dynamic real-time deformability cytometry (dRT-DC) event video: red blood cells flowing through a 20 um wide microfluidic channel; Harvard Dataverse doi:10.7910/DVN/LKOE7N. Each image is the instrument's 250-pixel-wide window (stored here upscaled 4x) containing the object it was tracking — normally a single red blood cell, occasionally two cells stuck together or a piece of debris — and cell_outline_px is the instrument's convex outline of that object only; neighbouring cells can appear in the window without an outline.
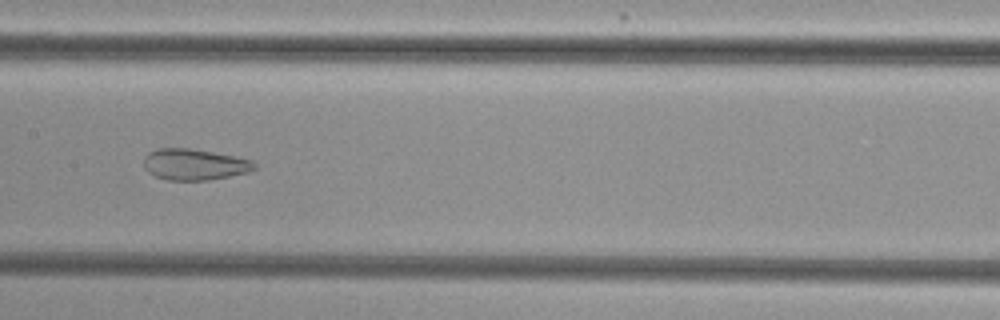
{"species": "common noctule bat (a hibernating species)", "species_latin": "Nyctalus noctula", "temperature_condition": "cold", "stored_images_in_passage": 9, "camera_frame_rate_fps": 3000, "um_per_image_px": 0.085, "animal": {"sex": "female", "body_mass_g": 29.2, "forearm_length_mm": 56.3}, "frame": {"image": 1, "passage_image": 7, "time_ms": 7.667, "image_size_px": [1000, 320], "cell_outline_px": [[256, 168], [248, 172], [208, 180], [168, 180], [156, 176], [148, 172], [144, 168], [144, 156], [148, 152], [160, 148], [188, 148], [212, 152], [252, 160], [256, 164]], "centroid_in_image_um": [16.5, 13.98], "position_along_channel_um": 190.9, "area_um2": 19.94}}
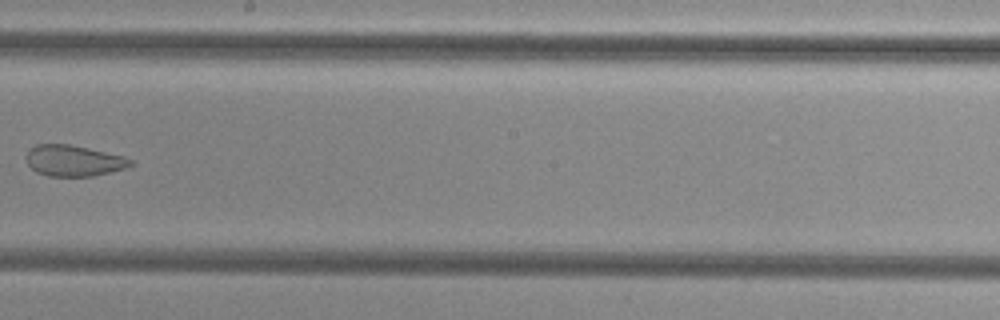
{"frame": {"image": 2, "passage_image": 8, "time_ms": 9.0, "image_size_px": [1000, 320], "cell_outline_px": [[136, 164], [128, 168], [112, 172], [92, 176], [48, 176], [36, 172], [24, 160], [24, 156], [28, 148], [36, 144], [68, 144], [88, 148], [124, 156], [132, 160]], "centroid_in_image_um": [6.25, 13.66], "position_along_channel_um": 241.9, "area_um2": 19.25}}
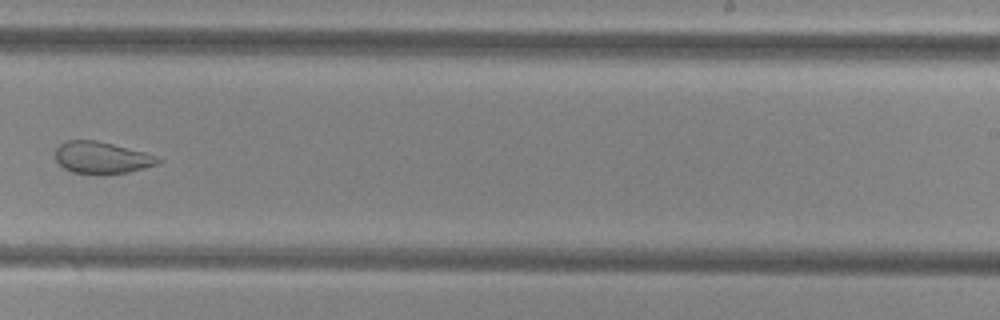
{"frame": {"image": 3, "passage_image": 9, "time_ms": 10.0, "image_size_px": [1000, 320], "cell_outline_px": [[164, 160], [156, 164], [144, 168], [128, 172], [100, 176], [72, 172], [64, 168], [56, 160], [56, 148], [60, 144], [68, 140], [96, 140], [144, 152]], "centroid_in_image_um": [8.63, 13.43], "position_along_channel_um": 280.4, "area_um2": 19.19}}